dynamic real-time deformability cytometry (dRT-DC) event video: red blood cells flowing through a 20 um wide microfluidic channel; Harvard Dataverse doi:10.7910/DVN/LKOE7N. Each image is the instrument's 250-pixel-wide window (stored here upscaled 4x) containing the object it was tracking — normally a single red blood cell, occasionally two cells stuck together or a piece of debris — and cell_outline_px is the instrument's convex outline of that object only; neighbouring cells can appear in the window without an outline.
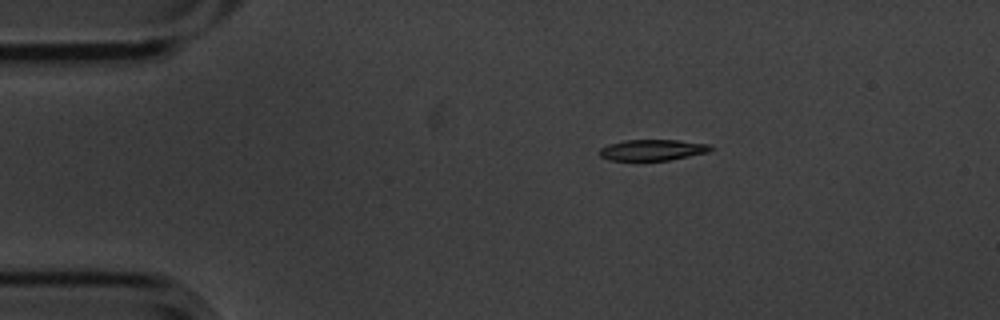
{"species": "common noctule bat (a hibernating species)", "species_latin": "Nyctalus noctula", "temperature_condition": "cold", "stored_images_in_passage": 8, "camera_frame_rate_fps": 3000, "um_per_image_px": 0.085, "animal": {"sex": "male", "body_mass_g": 20.1, "forearm_length_mm": 53.5}, "frame": {"image": 1, "passage_image": 1, "time_ms": 0.0, "image_size_px": [1000, 320], "cell_outline_px": [[712, 148], [708, 152], [668, 160], [608, 160], [600, 156], [600, 148], [608, 144], [624, 140], [676, 140], [712, 144]], "centroid_in_image_um": [55.45, 12.74], "position_along_channel_um": 29.5, "area_um2": 13.53}}
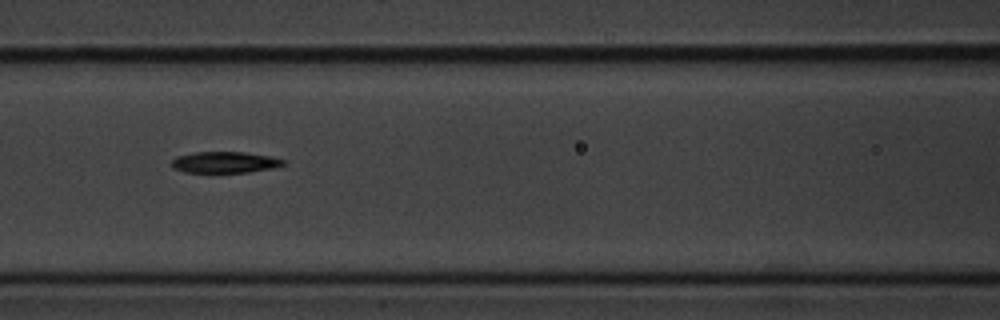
{"frame": {"image": 2, "passage_image": 5, "time_ms": 1.333, "image_size_px": [1000, 320], "cell_outline_px": [[284, 164], [272, 168], [248, 172], [184, 172], [172, 168], [168, 164], [176, 156], [196, 152], [244, 152], [268, 156], [284, 160]], "centroid_in_image_um": [19.02, 13.79], "position_along_channel_um": 147.6, "area_um2": 13.76}}
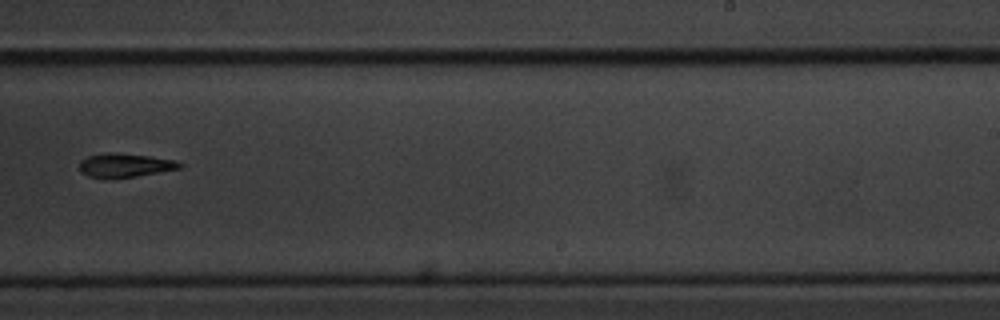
{"frame": {"image": 3, "passage_image": 8, "time_ms": 2.333, "image_size_px": [1000, 320], "cell_outline_px": [[184, 164], [180, 168], [136, 176], [88, 176], [80, 172], [80, 160], [88, 156], [108, 152], [116, 152], [148, 156], [176, 160]], "centroid_in_image_um": [10.64, 14.01], "position_along_channel_um": 278.4, "area_um2": 13.47}}